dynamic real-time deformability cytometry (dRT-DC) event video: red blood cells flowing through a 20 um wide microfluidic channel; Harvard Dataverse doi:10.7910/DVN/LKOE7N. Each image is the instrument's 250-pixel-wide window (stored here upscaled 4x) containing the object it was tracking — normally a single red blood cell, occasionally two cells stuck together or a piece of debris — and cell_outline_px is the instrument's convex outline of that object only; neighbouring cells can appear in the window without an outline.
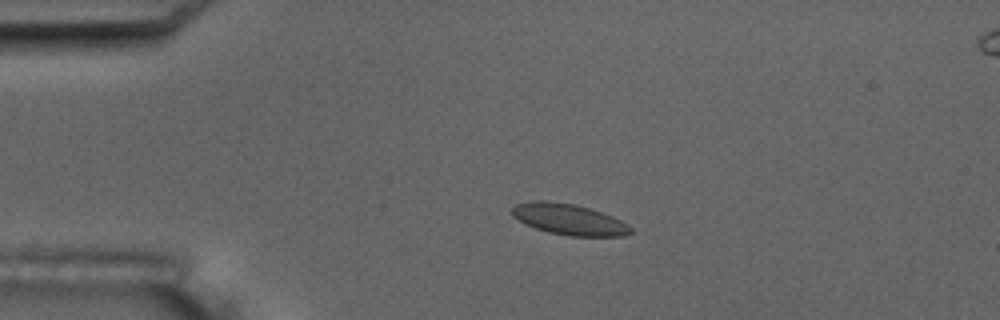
{"species": "common noctule bat (a hibernating species)", "species_latin": "Nyctalus noctula", "temperature_condition": "room temperature", "stored_images_in_passage": 16, "camera_frame_rate_fps": 3000, "um_per_image_px": 0.085, "animal": {"sex": "male", "body_mass_g": 17.5, "forearm_length_mm": 52.3}, "frame": {"image": 1, "passage_image": 3, "time_ms": 2.333, "image_size_px": [1000, 320], "cell_outline_px": [[632, 232], [624, 236], [568, 236], [548, 232], [524, 224], [512, 216], [512, 208], [516, 204], [532, 200], [544, 200], [576, 204], [592, 208], [612, 216], [628, 224], [632, 228]], "centroid_in_image_um": [48.36, 18.64], "position_along_channel_um": 36.6, "area_um2": 21.68}, "authors_computed_cell_mechanics": {"area_um2": 20.808, "velocity_mm_per_s": 3.4222, "shape_relaxation_time_tau1_ms": 3.0464, "shape_relaxation_time_tau2_ms": null, "deformation_change_tau1": 0.0428, "deformation_change_tau2": null}}